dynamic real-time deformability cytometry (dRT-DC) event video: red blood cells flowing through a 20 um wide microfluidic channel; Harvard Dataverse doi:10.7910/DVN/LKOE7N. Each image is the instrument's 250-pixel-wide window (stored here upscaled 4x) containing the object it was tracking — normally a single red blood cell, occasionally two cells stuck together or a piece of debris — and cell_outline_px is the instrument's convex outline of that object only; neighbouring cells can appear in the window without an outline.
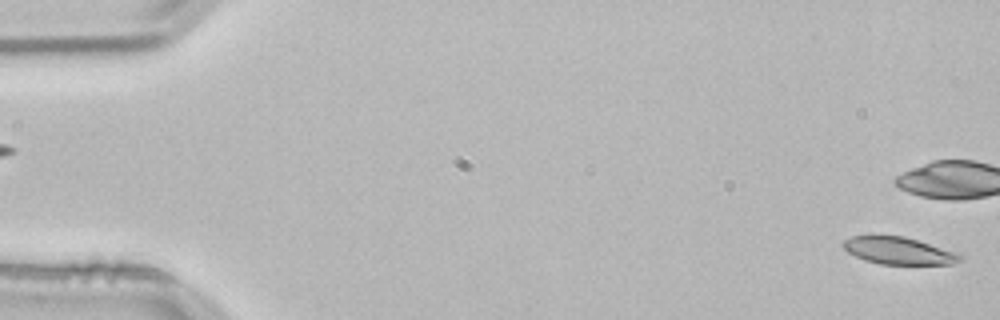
{"species": "common noctule bat (a hibernating species)", "species_latin": "Nyctalus noctula", "temperature_condition": "room temperature", "stored_images_in_passage": 15, "camera_frame_rate_fps": 3000, "um_per_image_px": 0.085, "animal": {"sex": "male", "body_mass_g": 21.5, "forearm_length_mm": 52.0}, "frame": {"image": 1, "passage_image": 1, "time_ms": 0.0, "image_size_px": [1000, 320], "cell_outline_px": [[964, 260], [952, 264], [880, 264], [864, 260], [848, 252], [840, 244], [844, 240], [852, 236], [872, 232], [904, 236], [964, 256]], "centroid_in_image_um": [76.27, 21.27], "position_along_channel_um": 8.7, "area_um2": 18.96}}